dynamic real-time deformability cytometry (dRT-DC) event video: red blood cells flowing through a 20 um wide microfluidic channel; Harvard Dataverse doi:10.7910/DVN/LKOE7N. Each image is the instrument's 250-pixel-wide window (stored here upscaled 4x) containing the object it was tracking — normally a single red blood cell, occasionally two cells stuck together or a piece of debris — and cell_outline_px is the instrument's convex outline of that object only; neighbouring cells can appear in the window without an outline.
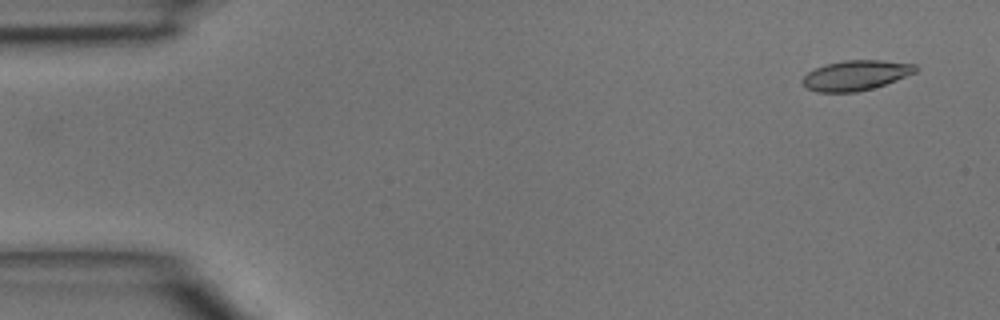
{"species": "common noctule bat (a hibernating species)", "species_latin": "Nyctalus noctula", "temperature_condition": "room temperature", "stored_images_in_passage": 45, "camera_frame_rate_fps": 3000, "um_per_image_px": 0.085, "animal": {"sex": "male", "body_mass_g": 15.6}, "frame": {"image": 1, "passage_image": 2, "time_ms": 0.333, "image_size_px": [1000, 320], "cell_outline_px": [[920, 68], [916, 72], [896, 80], [872, 88], [856, 92], [816, 92], [804, 88], [800, 80], [808, 72], [824, 64], [844, 60], [880, 60], [916, 64]], "centroid_in_image_um": [72.71, 6.4], "position_along_channel_um": 12.3, "area_um2": 19.94}}
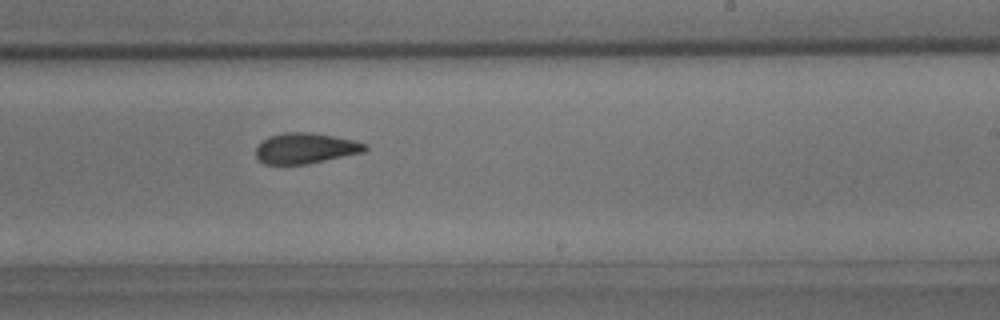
{"frame": {"image": 2, "passage_image": 27, "time_ms": 8.667, "image_size_px": [1000, 320], "cell_outline_px": [[368, 148], [364, 152], [308, 164], [264, 164], [256, 156], [256, 148], [260, 140], [268, 136], [284, 132], [312, 132], [352, 140], [368, 144]], "centroid_in_image_um": [25.94, 12.6], "position_along_channel_um": 263.1, "area_um2": 19.59}}
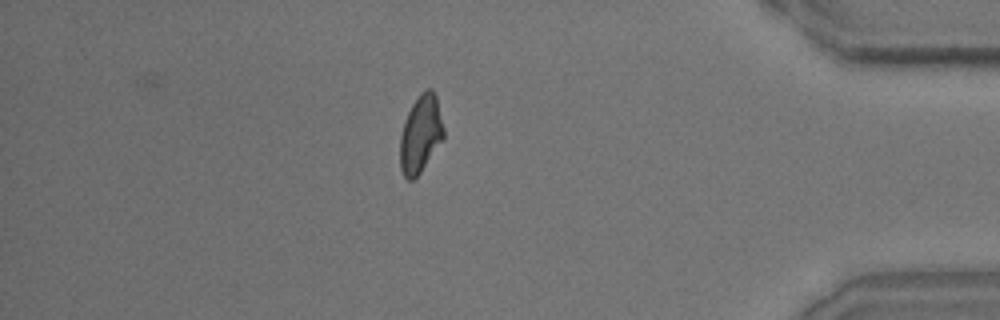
{"frame": {"image": 3, "passage_image": 39, "time_ms": 12.667, "image_size_px": [1000, 320], "cell_outline_px": [[444, 136], [420, 172], [412, 180], [408, 180], [404, 176], [400, 168], [400, 136], [404, 120], [412, 104], [420, 92], [428, 88], [432, 88], [436, 96], [444, 128]], "centroid_in_image_um": [35.73, 11.36], "position_along_channel_um": 399.5, "area_um2": 19.48}}